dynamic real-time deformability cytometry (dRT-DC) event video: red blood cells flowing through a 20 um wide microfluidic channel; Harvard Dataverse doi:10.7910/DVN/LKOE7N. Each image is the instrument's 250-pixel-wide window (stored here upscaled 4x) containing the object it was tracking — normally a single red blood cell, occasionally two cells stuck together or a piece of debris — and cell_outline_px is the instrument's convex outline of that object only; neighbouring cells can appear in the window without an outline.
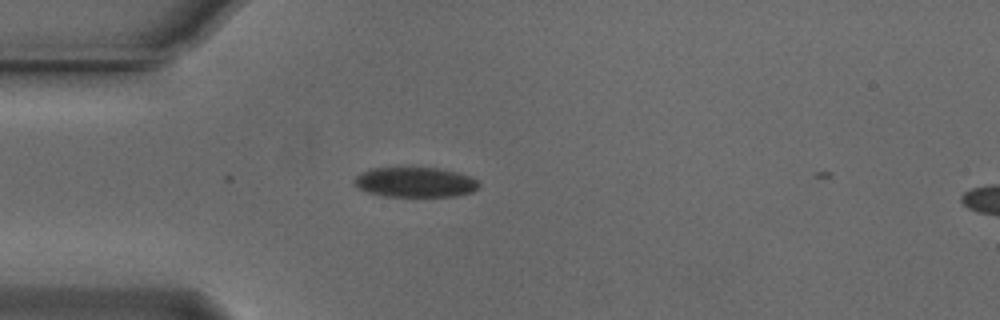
{"species": "Egyptian fruit bat (a non-hibernating species)", "species_latin": "Rousettus aegyptiacus", "temperature_condition": "cold", "stored_images_in_passage": 5, "camera_frame_rate_fps": 3000, "um_per_image_px": 0.085, "animal": {"sex": "male"}, "frame": {"image": 1, "passage_image": 2, "time_ms": 0.333, "image_size_px": [1000, 320], "cell_outline_px": [[480, 188], [472, 192], [456, 196], [384, 196], [368, 192], [360, 188], [356, 184], [356, 176], [372, 168], [440, 168], [460, 172], [472, 176], [480, 180]], "centroid_in_image_um": [35.42, 15.48], "position_along_channel_um": 49.6, "area_um2": 21.79}}